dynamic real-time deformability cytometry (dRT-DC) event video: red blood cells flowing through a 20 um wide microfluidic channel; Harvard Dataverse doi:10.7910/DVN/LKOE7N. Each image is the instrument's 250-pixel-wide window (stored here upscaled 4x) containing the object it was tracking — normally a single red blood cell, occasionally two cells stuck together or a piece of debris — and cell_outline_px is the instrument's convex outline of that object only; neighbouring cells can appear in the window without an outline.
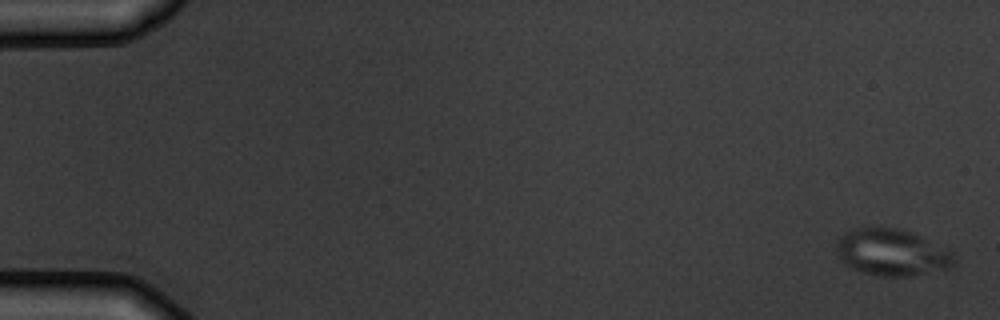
{"species": "common noctule bat (a hibernating species)", "species_latin": "Nyctalus noctula", "temperature_condition": "warm", "stored_images_in_passage": 5, "camera_frame_rate_fps": 3000, "um_per_image_px": 0.085, "animal": {"sex": "male", "body_mass_g": 19.5, "forearm_length_mm": 54.6}, "frame": {"image": 1, "passage_image": 1, "time_ms": 0.0, "image_size_px": [1000, 320], "cell_outline_px": [[956, 260], [948, 268], [908, 276], [880, 276], [860, 272], [844, 264], [840, 260], [836, 252], [836, 244], [840, 236], [844, 232], [856, 228], [896, 228], [920, 236], [952, 252], [956, 256]], "centroid_in_image_um": [75.75, 21.47], "position_along_channel_um": 9.2, "area_um2": 31.73}}